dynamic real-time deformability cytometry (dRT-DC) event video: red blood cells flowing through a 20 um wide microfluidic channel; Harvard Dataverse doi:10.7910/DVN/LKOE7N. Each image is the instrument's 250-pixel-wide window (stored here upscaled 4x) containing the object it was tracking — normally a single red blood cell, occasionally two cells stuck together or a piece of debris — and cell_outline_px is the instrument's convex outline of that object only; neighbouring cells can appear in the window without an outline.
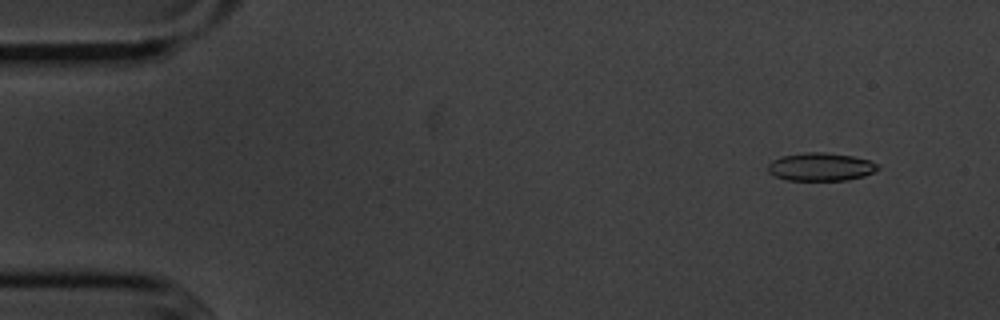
{"species": "common noctule bat (a hibernating species)", "species_latin": "Nyctalus noctula", "temperature_condition": "cold", "stored_images_in_passage": 55, "camera_frame_rate_fps": 3000, "um_per_image_px": 0.085, "animal": {"sex": "male", "body_mass_g": 20.1, "forearm_length_mm": 53.5}, "frame": {"image": 1, "passage_image": 5, "time_ms": 1.333, "image_size_px": [1000, 320], "cell_outline_px": [[880, 168], [864, 176], [848, 180], [784, 180], [768, 172], [768, 164], [772, 160], [780, 156], [804, 152], [824, 152], [852, 156], [868, 160], [876, 164]], "centroid_in_image_um": [69.72, 14.18], "position_along_channel_um": 15.3, "area_um2": 17.98}}
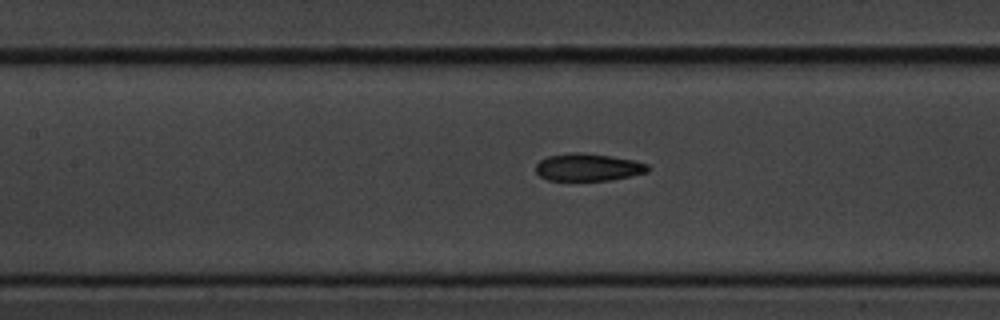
{"frame": {"image": 2, "passage_image": 25, "time_ms": 8.0, "image_size_px": [1000, 320], "cell_outline_px": [[648, 172], [612, 180], [548, 180], [540, 176], [536, 172], [536, 164], [540, 160], [548, 156], [572, 152], [580, 152], [612, 156], [632, 160], [648, 164]], "centroid_in_image_um": [49.97, 14.21], "position_along_channel_um": 157.4, "area_um2": 17.86}}
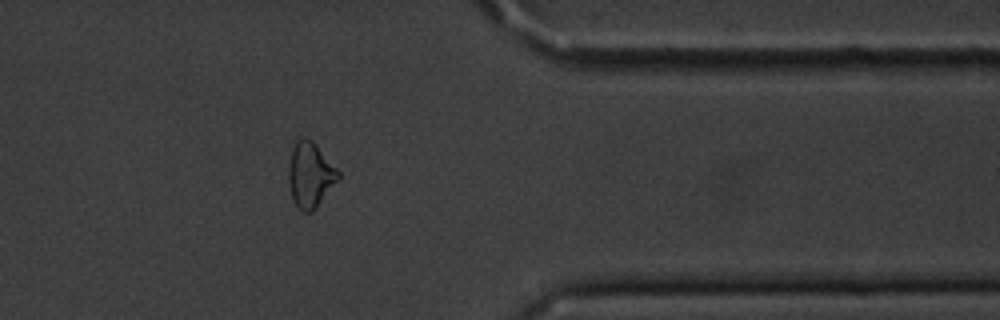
{"frame": {"image": 3, "passage_image": 45, "time_ms": 14.667, "image_size_px": [1000, 320], "cell_outline_px": [[340, 180], [316, 208], [312, 212], [300, 212], [292, 200], [288, 180], [288, 164], [292, 148], [296, 140], [300, 136], [304, 136], [312, 140], [316, 144], [340, 172]], "centroid_in_image_um": [26.37, 14.87], "position_along_channel_um": 385.0, "area_um2": 19.42}, "authors_computed_cell_mechanics": {"area_um2": 18.2648, "velocity_mm_per_s": 3.6261, "shape_relaxation_time_tau1_ms": 6.7304, "shape_relaxation_time_tau2_ms": 7.6749, "deformation_change_tau1": 0.1416, "deformation_change_tau2": 0.1634}}